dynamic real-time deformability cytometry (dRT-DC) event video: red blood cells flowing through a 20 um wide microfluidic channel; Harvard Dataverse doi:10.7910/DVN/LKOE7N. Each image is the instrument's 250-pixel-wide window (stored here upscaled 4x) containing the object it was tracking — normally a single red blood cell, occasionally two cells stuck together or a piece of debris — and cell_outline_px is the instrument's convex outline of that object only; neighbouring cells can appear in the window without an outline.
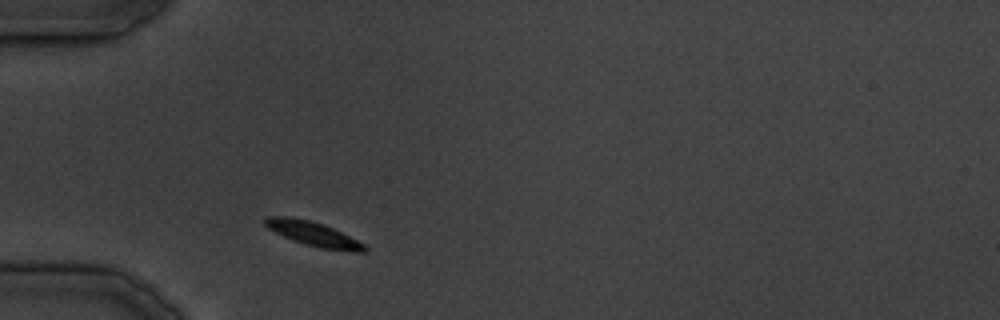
{"species": "common noctule bat (a hibernating species)", "species_latin": "Nyctalus noctula", "temperature_condition": "cold", "stored_images_in_passage": 4, "camera_frame_rate_fps": 3000, "um_per_image_px": 0.085, "animal": {"sex": "male", "body_mass_g": 19.5, "forearm_length_mm": 54.6}, "frame": {"image": 1, "passage_image": 1, "time_ms": 0.0, "image_size_px": [1000, 320], "cell_outline_px": [[368, 248], [364, 252], [352, 252], [320, 248], [284, 236], [268, 228], [264, 224], [264, 220], [268, 216], [288, 216], [308, 220], [324, 224], [364, 244]], "centroid_in_image_um": [26.65, 19.88], "position_along_channel_um": 58.4, "area_um2": 13.76}}